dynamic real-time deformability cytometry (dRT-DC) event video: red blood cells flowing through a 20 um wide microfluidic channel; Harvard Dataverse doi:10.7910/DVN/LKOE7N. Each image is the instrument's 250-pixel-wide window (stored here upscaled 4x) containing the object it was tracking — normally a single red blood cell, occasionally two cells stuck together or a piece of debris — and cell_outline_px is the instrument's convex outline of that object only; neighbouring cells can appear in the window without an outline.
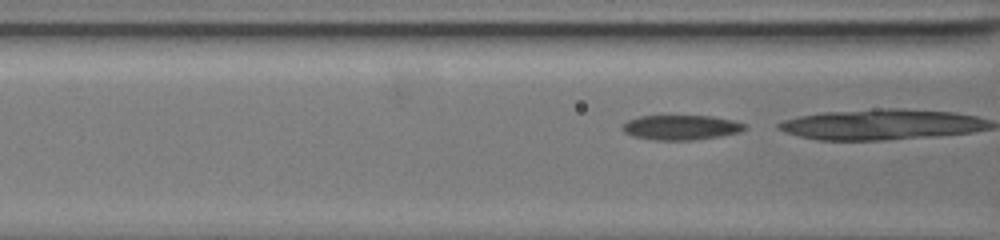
{"species": "common noctule bat (a hibernating species)", "species_latin": "Nyctalus noctula", "temperature_condition": "warm", "stored_images_in_passage": 35, "camera_frame_rate_fps": 3000, "um_per_image_px": 0.085, "animal": {"sex": "female", "body_mass_g": 19.5, "forearm_length_mm": 54.1}, "frame": {"image": 1, "passage_image": 32, "time_ms": 10.333, "image_size_px": [1000, 240], "cell_outline_px": [[748, 128], [740, 132], [720, 136], [692, 140], [652, 140], [632, 136], [624, 132], [620, 128], [620, 124], [628, 120], [640, 116], [712, 116], [732, 120], [748, 124]], "centroid_in_image_um": [57.87, 10.83], "position_along_channel_um": 108.7, "area_um2": 17.92}}